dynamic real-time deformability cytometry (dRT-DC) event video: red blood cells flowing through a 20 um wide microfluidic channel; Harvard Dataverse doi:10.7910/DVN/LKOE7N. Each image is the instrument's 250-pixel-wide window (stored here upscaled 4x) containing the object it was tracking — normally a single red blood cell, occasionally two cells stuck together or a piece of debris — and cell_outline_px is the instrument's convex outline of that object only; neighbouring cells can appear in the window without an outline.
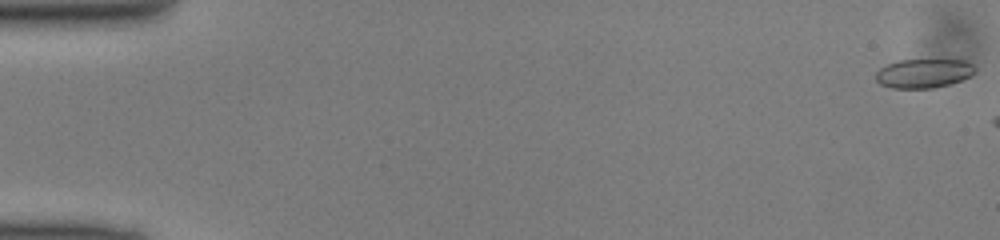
{"species": "common noctule bat (a hibernating species)", "species_latin": "Nyctalus noctula", "temperature_condition": "cold", "stored_images_in_passage": 7, "camera_frame_rate_fps": 3000, "um_per_image_px": 0.085, "animal": {"sex": "male", "body_mass_g": 13.0, "forearm_length_mm": 53.1}, "frame": {"image": 1, "passage_image": 1, "time_ms": 0.0, "image_size_px": [1000, 240], "cell_outline_px": [[976, 72], [972, 76], [948, 84], [932, 88], [892, 88], [880, 84], [876, 80], [876, 72], [880, 68], [888, 64], [900, 60], [964, 60], [972, 64], [976, 68]], "centroid_in_image_um": [78.53, 6.23], "position_along_channel_um": 6.5, "area_um2": 16.76}}